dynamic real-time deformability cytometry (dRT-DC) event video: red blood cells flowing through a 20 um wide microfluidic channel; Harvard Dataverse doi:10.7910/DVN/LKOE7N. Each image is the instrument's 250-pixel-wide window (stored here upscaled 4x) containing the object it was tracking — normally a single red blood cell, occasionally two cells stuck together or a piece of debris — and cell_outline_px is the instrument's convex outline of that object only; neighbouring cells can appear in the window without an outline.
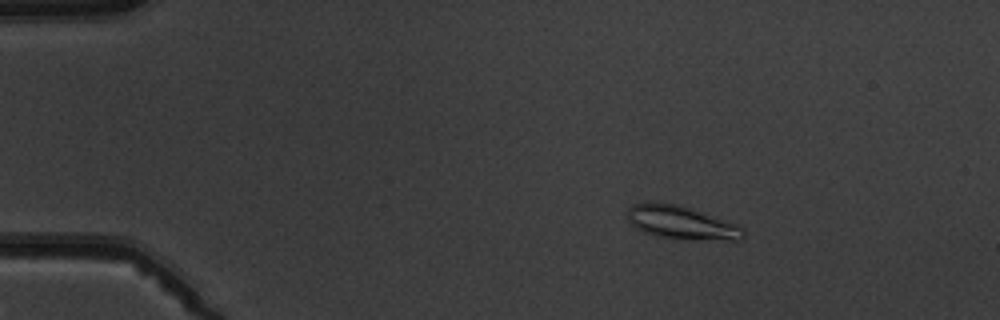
{"species": "common noctule bat (a hibernating species)", "species_latin": "Nyctalus noctula", "temperature_condition": "warm", "stored_images_in_passage": 5, "camera_frame_rate_fps": 3000, "um_per_image_px": 0.085, "animal": {"sex": "male", "body_mass_g": 19.5, "forearm_length_mm": 54.6}, "frame": {"image": 1, "passage_image": 3, "time_ms": 2.333, "image_size_px": [1000, 320], "cell_outline_px": [[744, 236], [740, 240], [688, 240], [656, 236], [644, 232], [636, 228], [628, 220], [628, 208], [632, 204], [680, 204], [692, 208], [736, 224], [744, 228]], "centroid_in_image_um": [57.97, 18.95], "position_along_channel_um": 27.0, "area_um2": 22.31}}